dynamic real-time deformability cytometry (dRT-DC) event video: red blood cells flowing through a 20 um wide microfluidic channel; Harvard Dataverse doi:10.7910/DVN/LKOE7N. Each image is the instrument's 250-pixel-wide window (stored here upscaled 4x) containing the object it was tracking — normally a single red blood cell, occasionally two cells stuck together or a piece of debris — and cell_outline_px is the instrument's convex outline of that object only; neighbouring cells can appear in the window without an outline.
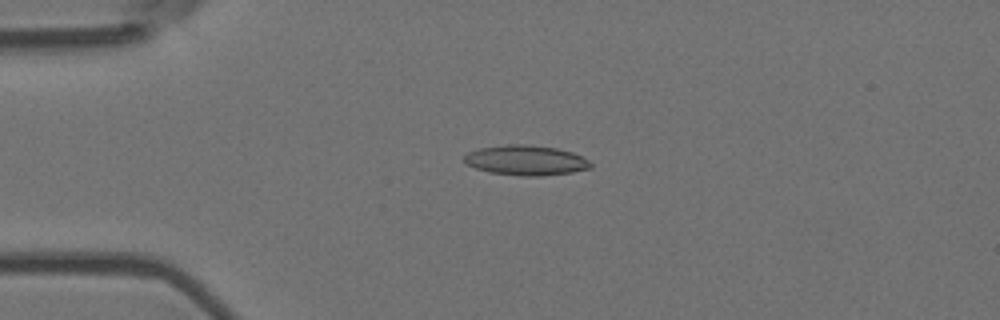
{"species": "Egyptian fruit bat (a non-hibernating species)", "species_latin": "Rousettus aegyptiacus", "temperature_condition": "room temperature", "stored_images_in_passage": 4, "camera_frame_rate_fps": 3000, "um_per_image_px": 0.085, "animal": {"sex": "female"}, "frame": {"image": 1, "passage_image": 1, "time_ms": 0.0, "image_size_px": [1000, 320], "cell_outline_px": [[592, 168], [572, 172], [540, 176], [524, 176], [488, 172], [464, 164], [464, 156], [468, 152], [480, 148], [508, 144], [528, 144], [556, 148], [572, 152], [588, 160], [592, 164]], "centroid_in_image_um": [44.69, 13.62], "position_along_channel_um": 40.3, "area_um2": 22.14}}
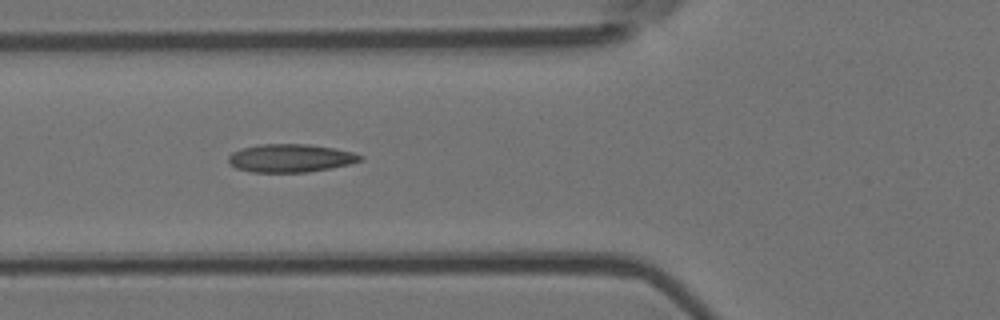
{"frame": {"image": 2, "passage_image": 3, "time_ms": 0.667, "image_size_px": [1000, 320], "cell_outline_px": [[364, 160], [348, 164], [308, 172], [252, 172], [236, 168], [228, 164], [228, 156], [232, 152], [244, 148], [260, 144], [308, 144], [332, 148], [352, 152], [364, 156]], "centroid_in_image_um": [24.67, 13.44], "position_along_channel_um": 101.1, "area_um2": 21.5}}
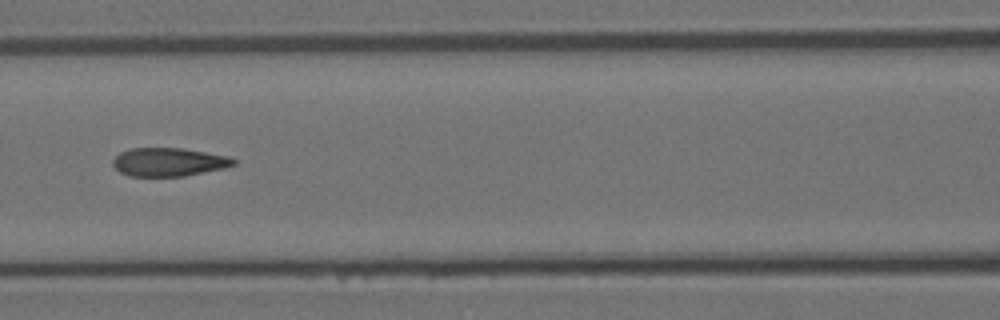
{"frame": {"image": 3, "passage_image": 4, "time_ms": 1.0, "image_size_px": [1000, 320], "cell_outline_px": [[236, 164], [224, 168], [184, 176], [128, 176], [120, 172], [112, 164], [112, 160], [120, 152], [132, 148], [184, 148], [228, 156], [236, 160]], "centroid_in_image_um": [14.34, 13.77], "position_along_channel_um": 152.3, "area_um2": 20.0}}